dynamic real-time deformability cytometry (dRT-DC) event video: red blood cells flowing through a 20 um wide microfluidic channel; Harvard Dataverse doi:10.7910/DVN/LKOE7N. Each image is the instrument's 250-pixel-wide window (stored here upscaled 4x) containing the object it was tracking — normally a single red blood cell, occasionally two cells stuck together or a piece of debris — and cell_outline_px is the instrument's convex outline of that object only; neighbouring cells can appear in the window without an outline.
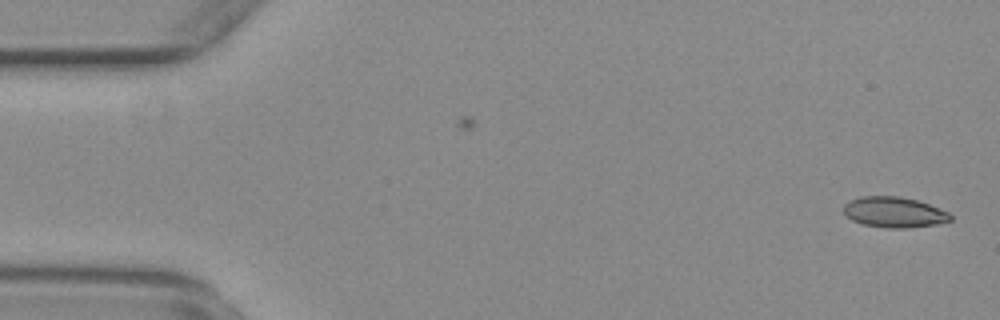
{"species": "common noctule bat (a hibernating species)", "species_latin": "Nyctalus noctula", "temperature_condition": "warm", "stored_images_in_passage": 14, "camera_frame_rate_fps": 3000, "um_per_image_px": 0.085, "animal": {"sex": "female", "body_mass_g": 29.2, "forearm_length_mm": 56.3}, "frame": {"image": 1, "passage_image": 1, "time_ms": 0.0, "image_size_px": [1000, 320], "cell_outline_px": [[952, 220], [936, 224], [908, 228], [888, 228], [864, 224], [852, 220], [844, 212], [844, 204], [848, 200], [860, 196], [900, 196], [916, 200], [928, 204], [948, 212], [952, 216]], "centroid_in_image_um": [75.99, 18.03], "position_along_channel_um": 9.0, "area_um2": 18.96}}
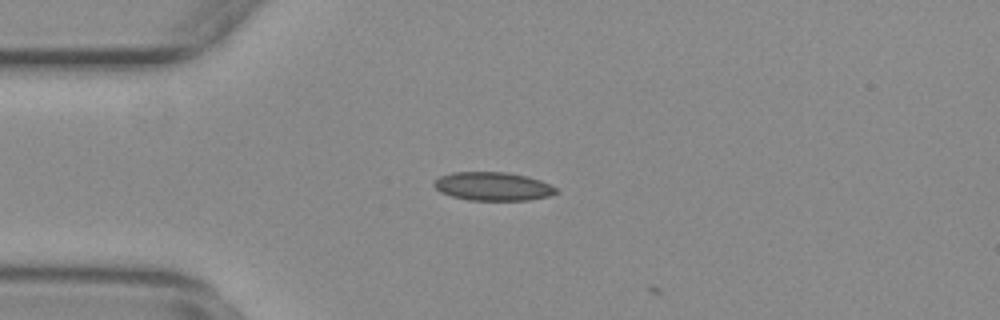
{"frame": {"image": 2, "passage_image": 13, "time_ms": 4.0, "image_size_px": [1000, 320], "cell_outline_px": [[556, 192], [548, 196], [528, 200], [468, 200], [452, 196], [440, 192], [432, 184], [440, 176], [452, 172], [508, 172], [528, 176], [540, 180], [556, 188]], "centroid_in_image_um": [41.87, 15.83], "position_along_channel_um": 43.1, "area_um2": 20.17}}